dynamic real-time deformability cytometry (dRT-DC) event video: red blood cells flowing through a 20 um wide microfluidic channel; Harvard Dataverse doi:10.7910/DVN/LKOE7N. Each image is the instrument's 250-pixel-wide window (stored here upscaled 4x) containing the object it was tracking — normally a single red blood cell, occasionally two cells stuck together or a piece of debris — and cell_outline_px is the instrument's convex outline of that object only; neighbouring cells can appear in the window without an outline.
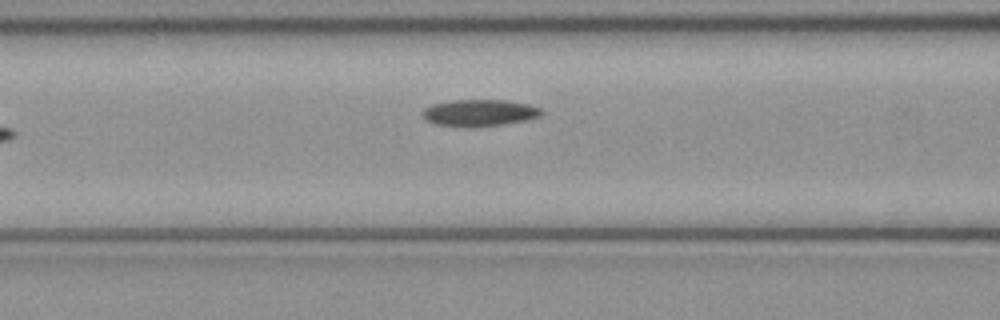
{"species": "common noctule bat (a hibernating species)", "species_latin": "Nyctalus noctula", "temperature_condition": "cold", "stored_images_in_passage": 7, "camera_frame_rate_fps": 3000, "um_per_image_px": 0.085, "animal": {"sex": "female", "body_mass_g": 21.9}, "frame": {"image": 1, "passage_image": 7, "time_ms": 2.0, "image_size_px": [1000, 320], "cell_outline_px": [[544, 112], [540, 116], [528, 120], [504, 124], [472, 128], [468, 128], [432, 124], [424, 120], [420, 116], [420, 112], [424, 108], [432, 104], [448, 100], [508, 100], [528, 104], [540, 108]], "centroid_in_image_um": [40.68, 9.6], "position_along_channel_um": 125.9, "area_um2": 19.19}}